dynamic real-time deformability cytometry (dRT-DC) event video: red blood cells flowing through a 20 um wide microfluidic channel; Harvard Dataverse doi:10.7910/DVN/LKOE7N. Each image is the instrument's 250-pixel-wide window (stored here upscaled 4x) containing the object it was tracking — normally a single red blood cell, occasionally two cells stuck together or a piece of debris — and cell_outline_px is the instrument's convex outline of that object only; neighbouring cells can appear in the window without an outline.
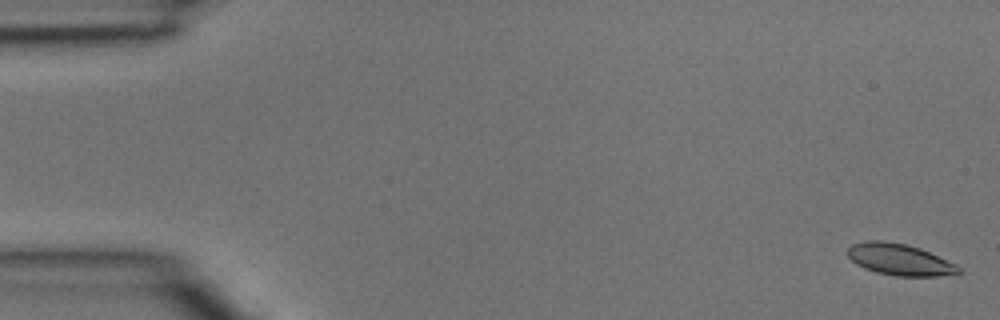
{"species": "common noctule bat (a hibernating species)", "species_latin": "Nyctalus noctula", "temperature_condition": "room temperature", "stored_images_in_passage": 4, "camera_frame_rate_fps": 3000, "um_per_image_px": 0.085, "animal": {"sex": "male", "body_mass_g": 15.6}, "frame": {"image": 1, "passage_image": 1, "time_ms": 0.0, "image_size_px": [1000, 320], "cell_outline_px": [[964, 272], [936, 276], [896, 276], [876, 272], [864, 268], [856, 264], [848, 256], [848, 248], [852, 244], [868, 240], [880, 240], [904, 244], [920, 248], [956, 264]], "centroid_in_image_um": [76.46, 22.06], "position_along_channel_um": 8.5, "area_um2": 20.23}}